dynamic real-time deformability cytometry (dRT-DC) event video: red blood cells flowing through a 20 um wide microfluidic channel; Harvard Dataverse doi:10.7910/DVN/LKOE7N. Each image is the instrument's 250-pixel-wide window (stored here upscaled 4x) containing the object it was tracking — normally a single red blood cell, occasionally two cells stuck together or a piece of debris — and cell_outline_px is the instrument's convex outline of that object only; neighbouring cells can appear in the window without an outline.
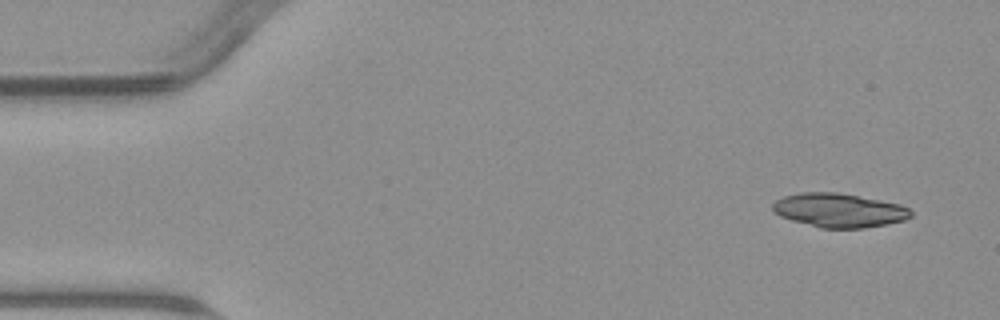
{"species": "common noctule bat (a hibernating species)", "species_latin": "Nyctalus noctula", "temperature_condition": "warm", "stored_images_in_passage": 4, "camera_frame_rate_fps": 3000, "um_per_image_px": 0.085, "animal": {"sex": "male", "body_mass_g": 23.1, "forearm_length_mm": 52.7}, "frame": {"image": 1, "passage_image": 1, "time_ms": 0.0, "image_size_px": [1000, 320], "cell_outline_px": [[912, 216], [904, 220], [864, 228], [820, 228], [792, 220], [780, 216], [772, 208], [772, 204], [776, 200], [784, 196], [800, 192], [836, 192], [880, 200], [900, 204], [908, 208], [912, 212]], "centroid_in_image_um": [71.31, 17.87], "position_along_channel_um": 13.7, "area_um2": 27.17}}